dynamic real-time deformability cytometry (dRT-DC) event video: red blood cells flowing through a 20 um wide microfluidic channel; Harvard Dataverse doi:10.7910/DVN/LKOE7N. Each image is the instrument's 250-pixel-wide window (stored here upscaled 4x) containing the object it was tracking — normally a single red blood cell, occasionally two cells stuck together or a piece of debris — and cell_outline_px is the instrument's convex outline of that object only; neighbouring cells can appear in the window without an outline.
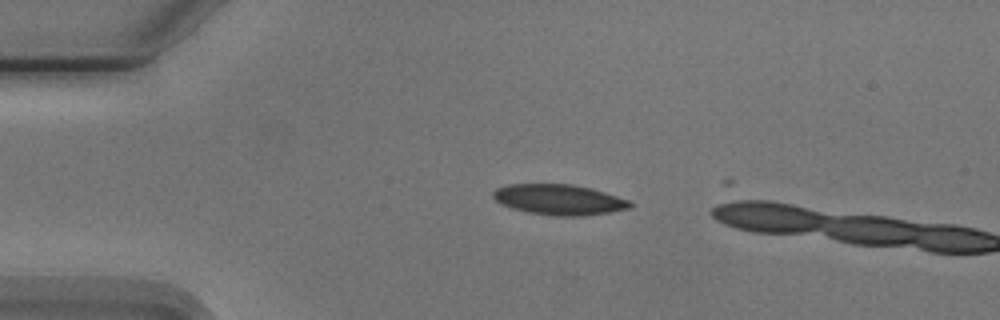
{"species": "Egyptian fruit bat (a non-hibernating species)", "species_latin": "Rousettus aegyptiacus", "temperature_condition": "cold", "stored_images_in_passage": 3, "camera_frame_rate_fps": 3000, "um_per_image_px": 0.085, "animal": {"sex": "male"}, "frame": {"image": 1, "passage_image": 2, "time_ms": 1.0, "image_size_px": [1000, 320], "cell_outline_px": [[632, 204], [628, 208], [608, 212], [584, 216], [552, 216], [528, 212], [512, 208], [500, 204], [492, 196], [492, 192], [496, 188], [508, 184], [572, 184], [592, 188], [628, 200]], "centroid_in_image_um": [47.46, 16.96], "position_along_channel_um": 37.5, "area_um2": 24.28}}